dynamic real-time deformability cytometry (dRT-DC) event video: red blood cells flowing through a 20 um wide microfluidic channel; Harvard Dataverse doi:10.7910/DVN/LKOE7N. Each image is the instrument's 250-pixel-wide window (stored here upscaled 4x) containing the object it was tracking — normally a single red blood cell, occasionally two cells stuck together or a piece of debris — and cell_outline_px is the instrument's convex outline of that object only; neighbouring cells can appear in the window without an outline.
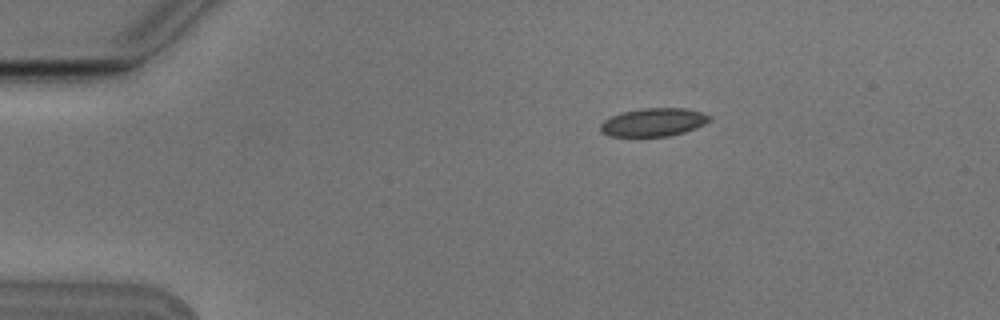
{"species": "Egyptian fruit bat (a non-hibernating species)", "species_latin": "Rousettus aegyptiacus", "temperature_condition": "cold", "stored_images_in_passage": 4, "camera_frame_rate_fps": 3000, "um_per_image_px": 0.085, "animal": {"sex": "male"}, "frame": {"image": 1, "passage_image": 4, "time_ms": 1.0, "image_size_px": [1000, 320], "cell_outline_px": [[712, 120], [696, 128], [684, 132], [668, 136], [608, 136], [600, 132], [600, 124], [604, 120], [620, 112], [640, 108], [684, 108], [700, 112], [712, 116]], "centroid_in_image_um": [55.53, 10.38], "position_along_channel_um": 29.5, "area_um2": 18.03}}